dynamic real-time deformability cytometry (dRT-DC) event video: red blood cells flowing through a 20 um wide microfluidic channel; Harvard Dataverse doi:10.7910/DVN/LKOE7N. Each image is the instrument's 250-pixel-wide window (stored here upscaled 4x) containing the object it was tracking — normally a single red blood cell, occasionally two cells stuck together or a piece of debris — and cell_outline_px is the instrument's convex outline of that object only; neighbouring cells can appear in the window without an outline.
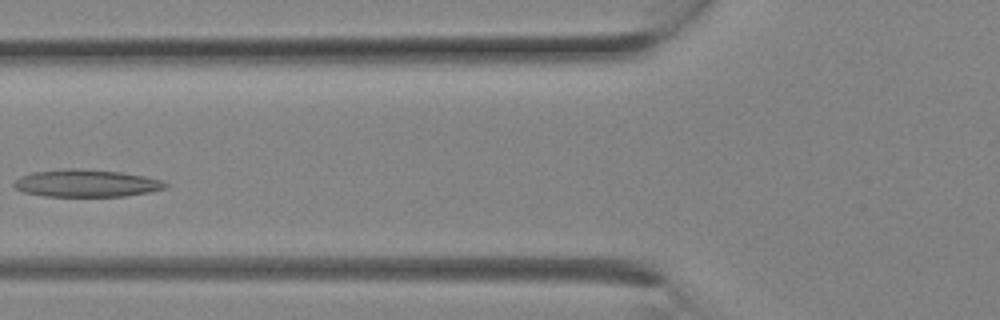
{"species": "Egyptian fruit bat (a non-hibernating species)", "species_latin": "Rousettus aegyptiacus", "temperature_condition": "room temperature", "stored_images_in_passage": 10, "camera_frame_rate_fps": 3000, "um_per_image_px": 0.085, "animal": {"sex": "female"}, "frame": {"image": 1, "passage_image": 3, "time_ms": 0.667, "image_size_px": [1000, 320], "cell_outline_px": [[168, 188], [148, 192], [124, 196], [44, 196], [24, 192], [16, 188], [12, 184], [20, 176], [32, 172], [64, 168], [76, 168], [120, 172], [144, 176], [160, 180], [168, 184]], "centroid_in_image_um": [7.32, 15.57], "position_along_channel_um": 118.5, "area_um2": 24.1}}
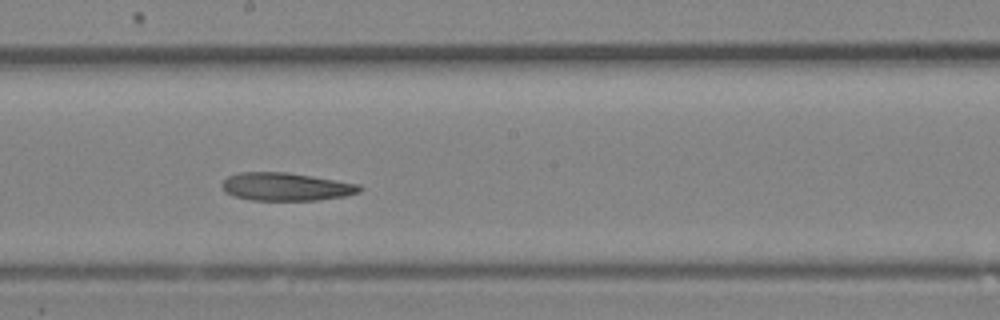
{"frame": {"image": 2, "passage_image": 7, "time_ms": 2.0, "image_size_px": [1000, 320], "cell_outline_px": [[364, 188], [360, 192], [344, 196], [316, 200], [252, 200], [232, 196], [224, 192], [220, 184], [228, 176], [240, 172], [288, 172], [360, 184]], "centroid_in_image_um": [24.29, 15.87], "position_along_channel_um": 223.9, "area_um2": 22.6}}
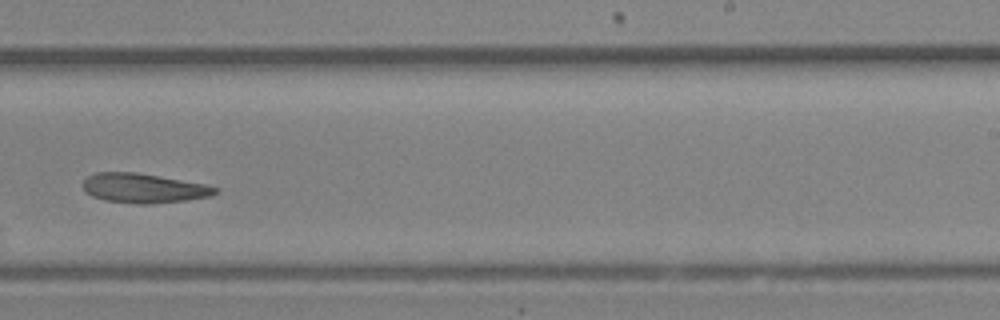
{"frame": {"image": 3, "passage_image": 9, "time_ms": 2.667, "image_size_px": [1000, 320], "cell_outline_px": [[220, 192], [212, 196], [184, 200], [152, 204], [136, 204], [104, 200], [92, 196], [84, 192], [80, 184], [88, 176], [96, 172], [136, 172], [204, 184], [220, 188]], "centroid_in_image_um": [12.18, 16.0], "position_along_channel_um": 276.8, "area_um2": 22.95}}